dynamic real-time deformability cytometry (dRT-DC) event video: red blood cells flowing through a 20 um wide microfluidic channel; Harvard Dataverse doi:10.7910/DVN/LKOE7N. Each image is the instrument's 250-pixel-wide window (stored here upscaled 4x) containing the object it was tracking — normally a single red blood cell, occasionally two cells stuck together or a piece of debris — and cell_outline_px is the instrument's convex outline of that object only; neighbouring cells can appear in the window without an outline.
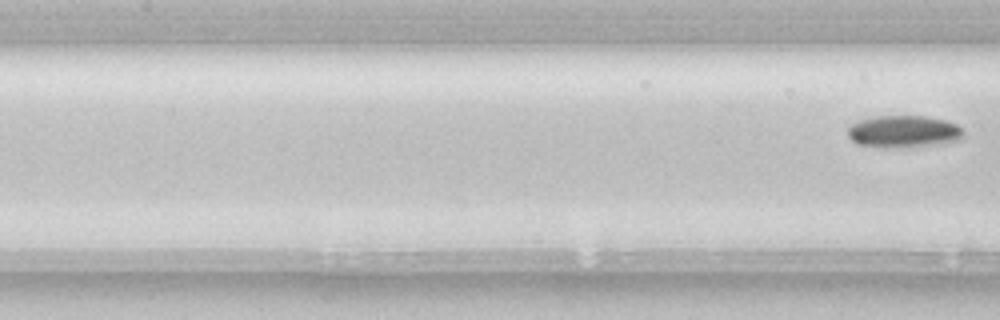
{"species": "common noctule bat (a hibernating species)", "species_latin": "Nyctalus noctula", "temperature_condition": "room temperature", "stored_images_in_passage": 7, "camera_frame_rate_fps": 3000, "um_per_image_px": 0.085, "animal": {"sex": "female", "body_mass_g": 22.7, "forearm_length_mm": 54.2}, "frame": {"image": 1, "passage_image": 7, "time_ms": 2.0, "image_size_px": [1000, 320], "cell_outline_px": [[964, 136], [960, 140], [928, 144], [860, 144], [852, 140], [848, 136], [848, 128], [852, 124], [860, 120], [876, 116], [928, 116], [944, 120], [956, 124], [964, 132]], "centroid_in_image_um": [76.84, 11.1], "position_along_channel_um": 130.6, "area_um2": 20.23}}